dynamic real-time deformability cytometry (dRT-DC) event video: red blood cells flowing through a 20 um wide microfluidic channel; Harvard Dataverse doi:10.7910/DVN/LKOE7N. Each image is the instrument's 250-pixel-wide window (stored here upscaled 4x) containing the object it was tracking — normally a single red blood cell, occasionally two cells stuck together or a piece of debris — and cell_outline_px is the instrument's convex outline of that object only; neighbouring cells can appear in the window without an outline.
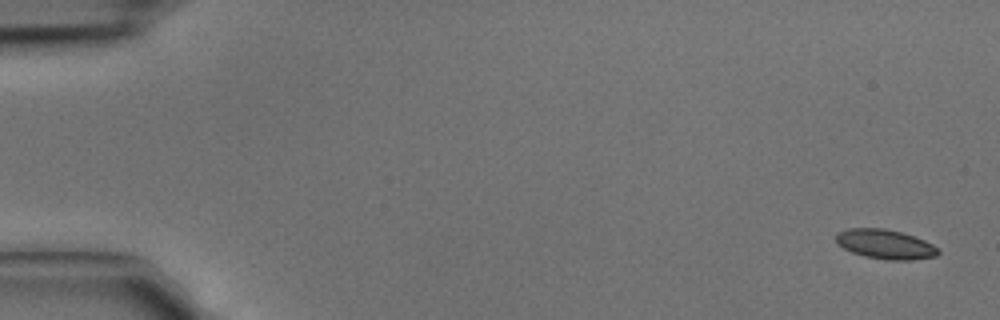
{"species": "common noctule bat (a hibernating species)", "species_latin": "Nyctalus noctula", "temperature_condition": "cold", "stored_images_in_passage": 4, "camera_frame_rate_fps": 3000, "um_per_image_px": 0.085, "animal": {"sex": "male", "body_mass_g": 15.6}, "frame": {"image": 1, "passage_image": 1, "time_ms": 0.0, "image_size_px": [1000, 320], "cell_outline_px": [[940, 252], [936, 256], [912, 260], [888, 260], [864, 256], [852, 252], [836, 244], [836, 232], [848, 228], [884, 228], [900, 232], [924, 240], [932, 244]], "centroid_in_image_um": [75.21, 20.76], "position_along_channel_um": 9.8, "area_um2": 17.51}}
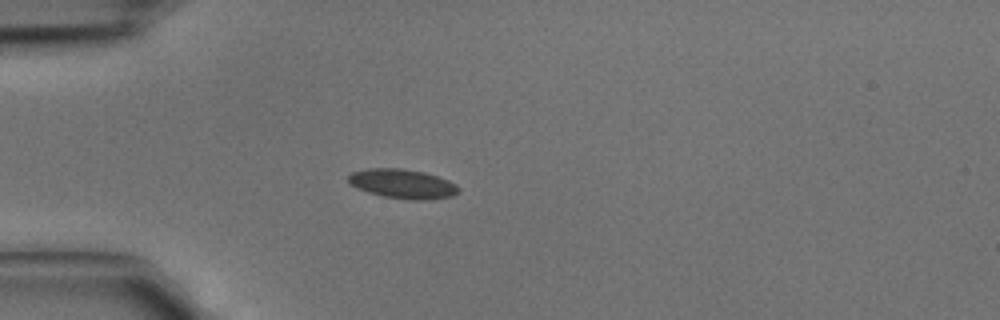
{"frame": {"image": 2, "passage_image": 4, "time_ms": 1.0, "image_size_px": [1000, 320], "cell_outline_px": [[460, 188], [452, 196], [424, 200], [416, 200], [384, 196], [368, 192], [356, 188], [348, 184], [348, 176], [352, 172], [368, 168], [400, 168], [424, 172], [448, 180], [456, 184]], "centroid_in_image_um": [34.18, 15.61], "position_along_channel_um": 50.8, "area_um2": 18.73}}